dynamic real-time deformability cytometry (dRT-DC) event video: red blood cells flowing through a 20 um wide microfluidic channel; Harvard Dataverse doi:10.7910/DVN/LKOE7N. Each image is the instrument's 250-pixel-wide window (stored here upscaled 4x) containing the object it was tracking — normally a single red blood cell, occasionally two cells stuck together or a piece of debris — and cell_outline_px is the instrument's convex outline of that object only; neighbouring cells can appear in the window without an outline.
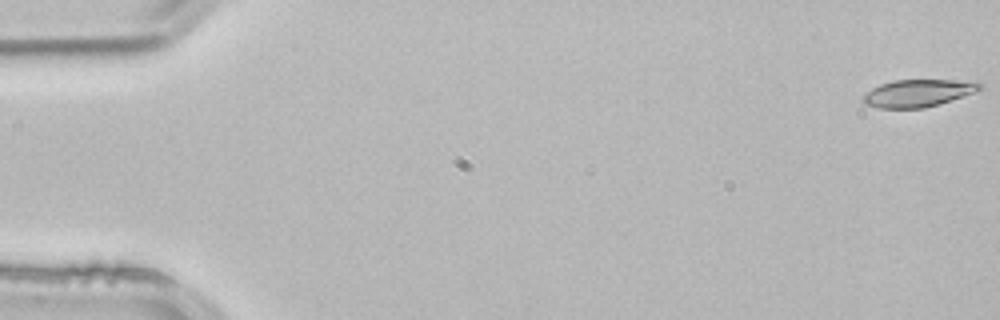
{"species": "common noctule bat (a hibernating species)", "species_latin": "Nyctalus noctula", "temperature_condition": "room temperature", "stored_images_in_passage": 2, "segment_of_instrument_passage": [2, 2], "camera_frame_rate_fps": 3000, "um_per_image_px": 0.085, "animal": {"sex": "male", "body_mass_g": 21.5, "forearm_length_mm": 52.0}, "frame": {"image": 1, "passage_image": 2, "time_ms": 0.333, "image_size_px": [1000, 320], "cell_outline_px": [[984, 88], [940, 104], [924, 108], [880, 108], [864, 104], [860, 96], [864, 92], [880, 84], [892, 80], [980, 80], [984, 84]], "centroid_in_image_um": [78.04, 7.9], "position_along_channel_um": 7.0, "area_um2": 19.02}}